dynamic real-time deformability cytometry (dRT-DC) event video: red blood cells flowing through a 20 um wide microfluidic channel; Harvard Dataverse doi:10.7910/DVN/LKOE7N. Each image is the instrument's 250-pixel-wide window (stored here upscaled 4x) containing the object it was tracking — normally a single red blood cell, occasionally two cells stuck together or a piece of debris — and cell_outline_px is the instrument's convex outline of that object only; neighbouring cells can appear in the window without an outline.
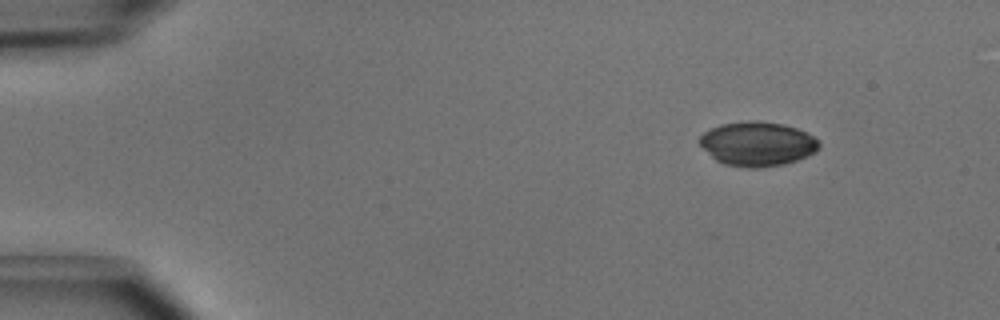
{"species": "common noctule bat (a hibernating species)", "species_latin": "Nyctalus noctula", "temperature_condition": "cold", "stored_images_in_passage": 4, "camera_frame_rate_fps": 3000, "um_per_image_px": 0.085, "animal": {"sex": "male", "body_mass_g": 15.6}, "frame": {"image": 1, "passage_image": 1, "time_ms": 0.0, "image_size_px": [1000, 320], "cell_outline_px": [[820, 148], [816, 152], [808, 156], [784, 164], [760, 168], [748, 168], [724, 164], [716, 160], [696, 140], [704, 132], [720, 124], [748, 120], [756, 120], [784, 124], [796, 128], [820, 140]], "centroid_in_image_um": [64.39, 12.22], "position_along_channel_um": 20.6, "area_um2": 31.04}}